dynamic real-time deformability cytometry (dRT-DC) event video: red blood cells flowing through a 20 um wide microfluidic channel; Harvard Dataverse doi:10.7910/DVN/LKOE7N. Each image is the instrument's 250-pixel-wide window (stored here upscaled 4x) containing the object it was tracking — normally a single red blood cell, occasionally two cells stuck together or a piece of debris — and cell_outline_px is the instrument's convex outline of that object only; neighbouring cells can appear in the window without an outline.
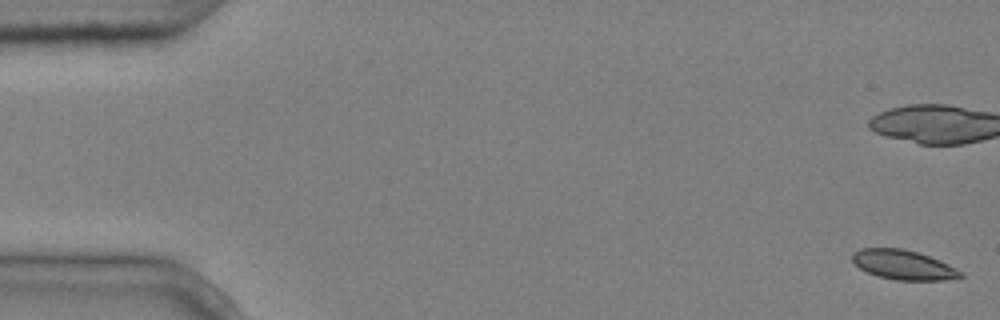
{"species": "common noctule bat (a hibernating species)", "species_latin": "Nyctalus noctula", "temperature_condition": "cold", "stored_images_in_passage": 7, "camera_frame_rate_fps": 3000, "um_per_image_px": 0.085, "animal": {"sex": "male", "body_mass_g": 20.4}, "frame": {"image": 1, "passage_image": 1, "time_ms": 0.0, "image_size_px": [1000, 320], "cell_outline_px": [[964, 276], [960, 280], [896, 280], [880, 276], [868, 272], [860, 268], [852, 260], [852, 252], [860, 248], [900, 248], [916, 252], [940, 260], [964, 272]], "centroid_in_image_um": [76.85, 22.52], "position_along_channel_um": 8.1, "area_um2": 18.73}}